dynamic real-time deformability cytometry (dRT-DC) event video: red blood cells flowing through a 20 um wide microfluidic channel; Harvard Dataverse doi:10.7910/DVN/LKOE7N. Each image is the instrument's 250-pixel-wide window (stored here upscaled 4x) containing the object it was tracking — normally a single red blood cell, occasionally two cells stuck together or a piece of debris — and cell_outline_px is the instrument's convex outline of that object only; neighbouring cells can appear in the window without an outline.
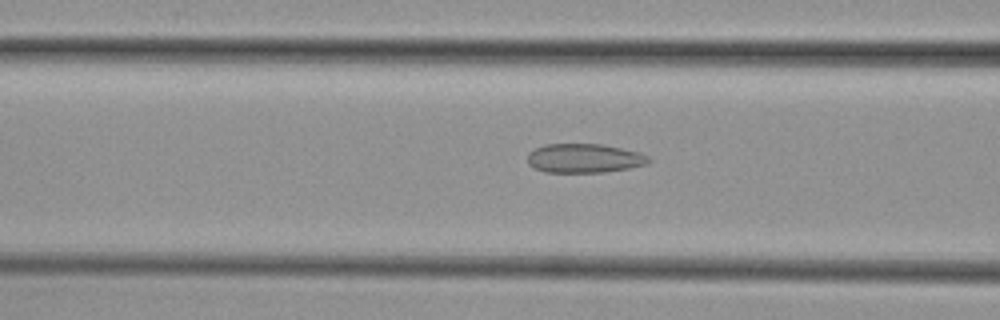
{"species": "common noctule bat (a hibernating species)", "species_latin": "Nyctalus noctula", "temperature_condition": "cold", "stored_images_in_passage": 47, "camera_frame_rate_fps": 3000, "um_per_image_px": 0.085, "animal": {"sex": "female", "body_mass_g": 29.2, "forearm_length_mm": 56.3}, "frame": {"image": 1, "passage_image": 14, "time_ms": 4.333, "image_size_px": [1000, 320], "cell_outline_px": [[652, 160], [648, 164], [628, 168], [604, 172], [544, 172], [532, 168], [528, 164], [528, 152], [544, 144], [604, 144], [640, 152], [648, 156]], "centroid_in_image_um": [49.66, 13.45], "position_along_channel_um": 116.9, "area_um2": 20.75}}
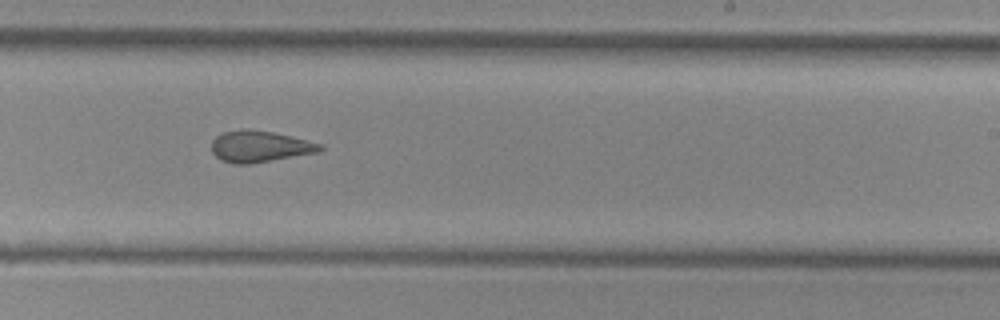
{"frame": {"image": 2, "passage_image": 26, "time_ms": 8.333, "image_size_px": [1000, 320], "cell_outline_px": [[324, 148], [316, 152], [248, 164], [236, 164], [220, 160], [212, 152], [212, 140], [216, 136], [224, 132], [240, 128], [248, 128], [272, 132], [292, 136], [324, 144]], "centroid_in_image_um": [22.06, 12.43], "position_along_channel_um": 266.9, "area_um2": 19.83}}
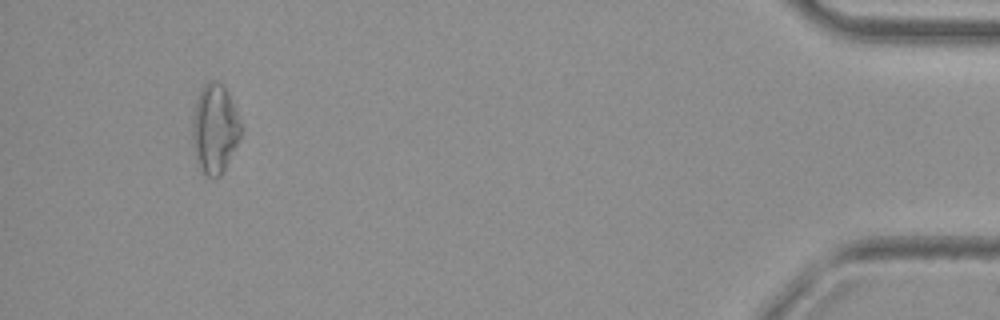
{"frame": {"image": 3, "passage_image": 44, "time_ms": 14.333, "image_size_px": [1000, 320], "cell_outline_px": [[244, 128], [220, 176], [204, 176], [196, 168], [192, 140], [192, 124], [196, 100], [204, 84], [208, 80], [216, 80], [224, 84], [228, 92]], "centroid_in_image_um": [18.23, 10.94], "position_along_channel_um": 417.0, "area_um2": 25.55}, "authors_computed_cell_mechanics": {"area_um2": 20.7502, "velocity_mm_per_s": 3.7493, "shape_relaxation_time_tau1_ms": null, "shape_relaxation_time_tau2_ms": 2.0686, "deformation_change_tau1": null, "deformation_change_tau2": 0.0937}}